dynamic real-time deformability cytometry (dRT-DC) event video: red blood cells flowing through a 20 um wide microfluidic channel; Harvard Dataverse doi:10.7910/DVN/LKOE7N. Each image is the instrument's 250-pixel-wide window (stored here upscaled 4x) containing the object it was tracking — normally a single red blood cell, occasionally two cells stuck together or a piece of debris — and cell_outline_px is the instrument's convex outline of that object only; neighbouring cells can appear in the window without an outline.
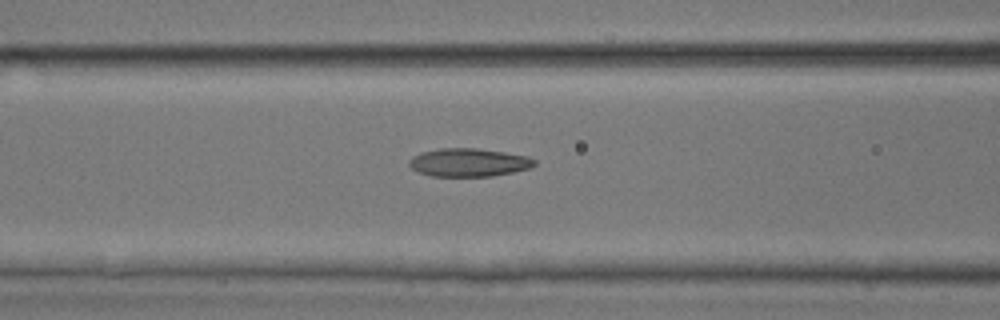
{"species": "common noctule bat (a hibernating species)", "species_latin": "Nyctalus noctula", "temperature_condition": "room temperature", "stored_images_in_passage": 45, "camera_frame_rate_fps": 3000, "um_per_image_px": 0.085, "animal": {"sex": "male", "body_mass_g": 17.9, "forearm_length_mm": 54.2}, "frame": {"image": 1, "passage_image": 19, "time_ms": 6.0, "image_size_px": [1000, 320], "cell_outline_px": [[536, 164], [528, 168], [512, 172], [492, 176], [432, 176], [416, 172], [408, 164], [408, 160], [412, 156], [420, 152], [440, 148], [476, 148], [504, 152], [528, 156], [536, 160]], "centroid_in_image_um": [39.79, 13.8], "position_along_channel_um": 126.8, "area_um2": 20.69}}
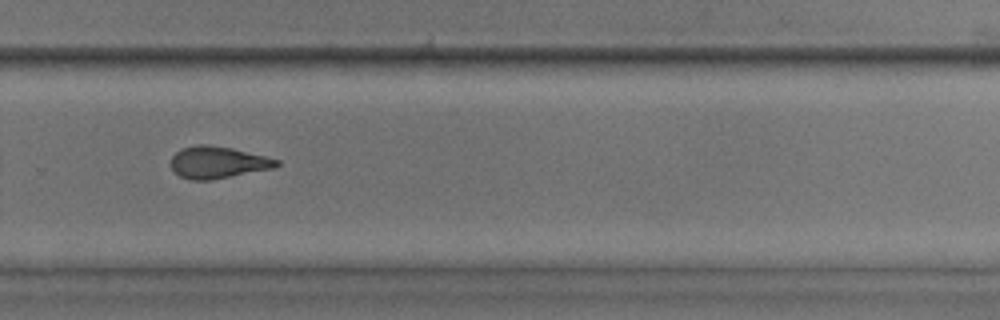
{"frame": {"image": 2, "passage_image": 31, "time_ms": 10.0, "image_size_px": [1000, 320], "cell_outline_px": [[280, 164], [272, 168], [212, 180], [188, 180], [180, 176], [172, 168], [172, 156], [180, 148], [196, 144], [204, 144], [232, 148], [280, 160]], "centroid_in_image_um": [18.49, 13.8], "position_along_channel_um": 311.3, "area_um2": 19.54}}
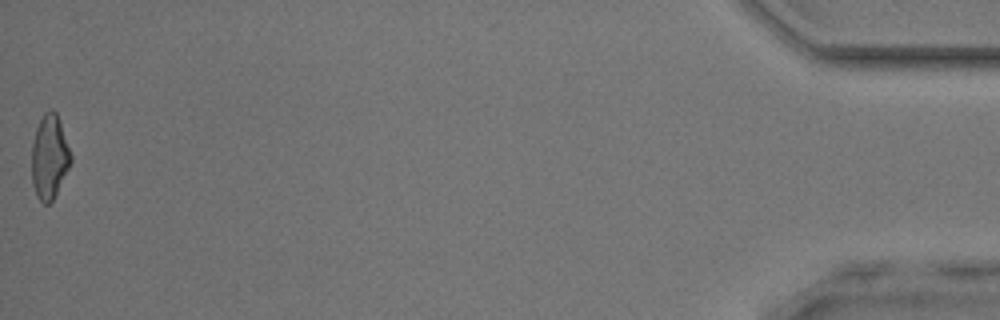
{"frame": {"image": 3, "passage_image": 45, "time_ms": 14.667, "image_size_px": [1000, 320], "cell_outline_px": [[72, 160], [52, 200], [48, 204], [44, 204], [36, 196], [32, 184], [32, 144], [36, 128], [44, 112], [48, 108], [52, 108], [56, 112], [60, 120], [72, 156]], "centroid_in_image_um": [4.19, 13.29], "position_along_channel_um": 431.0, "area_um2": 19.13}}